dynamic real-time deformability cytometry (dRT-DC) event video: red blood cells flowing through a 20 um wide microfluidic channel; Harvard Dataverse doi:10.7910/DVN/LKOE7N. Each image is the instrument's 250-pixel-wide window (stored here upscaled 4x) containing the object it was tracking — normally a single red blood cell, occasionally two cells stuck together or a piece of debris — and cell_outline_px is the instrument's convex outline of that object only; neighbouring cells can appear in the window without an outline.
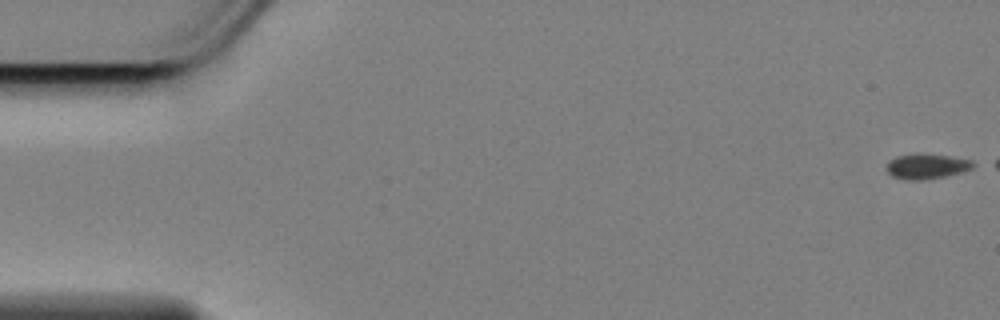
{"species": "Egyptian fruit bat (a non-hibernating species)", "species_latin": "Rousettus aegyptiacus", "temperature_condition": "cold", "stored_images_in_passage": 48, "camera_frame_rate_fps": 3000, "um_per_image_px": 0.085, "animal": {"sex": "female"}, "frame": {"image": 1, "passage_image": 1, "time_ms": 0.0, "image_size_px": [1000, 320], "cell_outline_px": [[972, 168], [960, 172], [944, 176], [924, 180], [908, 180], [892, 176], [888, 172], [888, 164], [896, 156], [916, 152], [948, 156], [972, 160]], "centroid_in_image_um": [78.74, 14.12], "position_along_channel_um": 6.3, "area_um2": 12.48}}
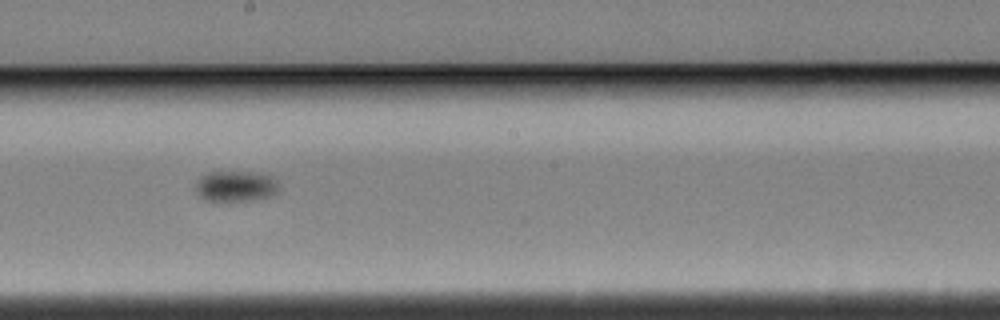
{"frame": {"image": 2, "passage_image": 32, "time_ms": 10.333, "image_size_px": [1000, 320], "cell_outline_px": [[276, 192], [268, 196], [252, 200], [208, 200], [200, 196], [196, 192], [196, 184], [200, 176], [208, 172], [252, 172], [272, 176], [276, 180]], "centroid_in_image_um": [20.0, 15.81], "position_along_channel_um": 228.2, "area_um2": 14.51}}
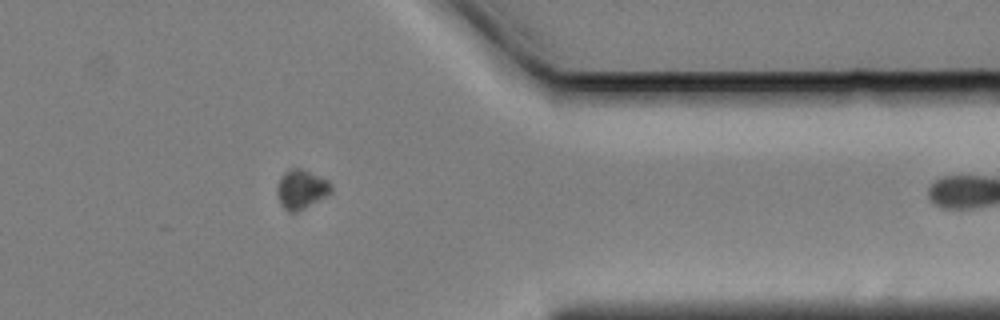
{"frame": {"image": 3, "passage_image": 47, "time_ms": 15.333, "image_size_px": [1000, 320], "cell_outline_px": [[332, 192], [304, 208], [296, 212], [288, 212], [280, 204], [276, 188], [280, 176], [288, 168], [300, 168], [328, 180], [332, 188]], "centroid_in_image_um": [25.57, 16.07], "position_along_channel_um": 385.8, "area_um2": 12.25}}